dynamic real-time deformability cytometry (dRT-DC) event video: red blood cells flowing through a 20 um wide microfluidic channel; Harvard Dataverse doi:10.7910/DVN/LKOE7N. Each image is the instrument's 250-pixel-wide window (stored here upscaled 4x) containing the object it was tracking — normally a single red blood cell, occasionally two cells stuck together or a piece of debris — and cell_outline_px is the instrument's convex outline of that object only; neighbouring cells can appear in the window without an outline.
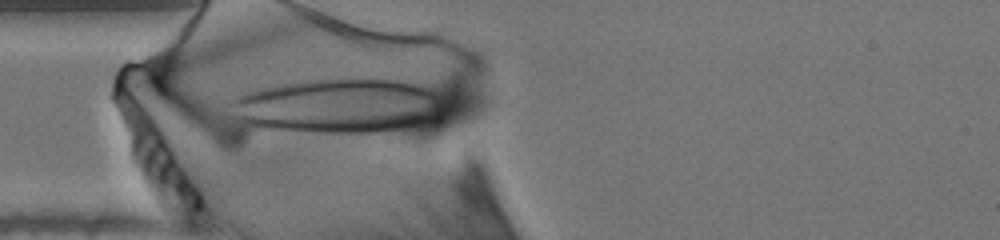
{"species": "human", "species_latin": "Homo sapiens", "temperature_condition": "warm", "stored_images_in_passage": 39, "segment_of_instrument_passage": [1, 2], "camera_frame_rate_fps": 3000, "um_per_image_px": 0.085, "donor": {"sex": "male"}, "frame": {"image": 1, "passage_image": 6, "time_ms": 1.667, "image_size_px": [1000, 240], "cell_outline_px": [[444, 120], [428, 124], [408, 128], [376, 132], [308, 132], [256, 128], [248, 124], [228, 104], [236, 96], [244, 92], [256, 88], [296, 80], [332, 76], [360, 76], [396, 80], [416, 84], [428, 88], [432, 92]], "centroid_in_image_um": [28.76, 8.96], "position_along_channel_um": 56.2, "area_um2": 69.48}}